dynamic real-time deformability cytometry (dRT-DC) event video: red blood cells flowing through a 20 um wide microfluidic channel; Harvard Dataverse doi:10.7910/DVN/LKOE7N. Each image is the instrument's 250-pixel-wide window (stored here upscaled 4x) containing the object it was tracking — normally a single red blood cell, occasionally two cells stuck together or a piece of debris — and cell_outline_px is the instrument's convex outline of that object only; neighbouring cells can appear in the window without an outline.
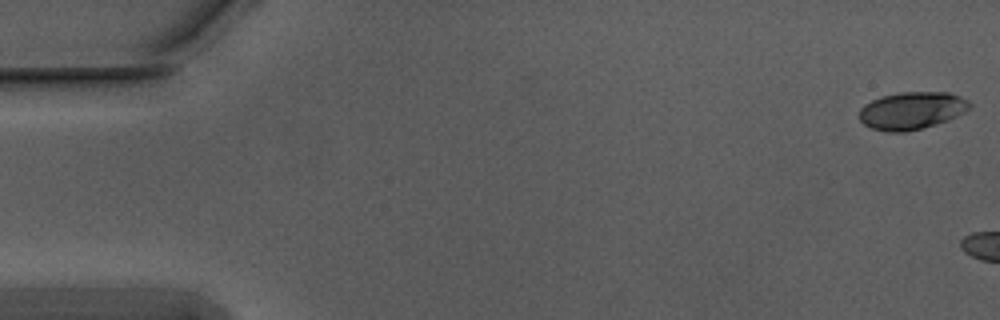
{"species": "Egyptian fruit bat (a non-hibernating species)", "species_latin": "Rousettus aegyptiacus", "temperature_condition": "warm", "stored_images_in_passage": 5, "camera_frame_rate_fps": 3000, "um_per_image_px": 0.085, "animal": {"sex": "male"}, "frame": {"image": 1, "passage_image": 1, "time_ms": 0.0, "image_size_px": [1000, 320], "cell_outline_px": [[972, 104], [964, 112], [948, 120], [936, 124], [904, 132], [888, 132], [872, 128], [864, 124], [860, 120], [860, 108], [864, 104], [880, 96], [900, 92], [948, 92], [960, 96], [968, 100]], "centroid_in_image_um": [77.49, 9.39], "position_along_channel_um": 7.5, "area_um2": 24.04}}